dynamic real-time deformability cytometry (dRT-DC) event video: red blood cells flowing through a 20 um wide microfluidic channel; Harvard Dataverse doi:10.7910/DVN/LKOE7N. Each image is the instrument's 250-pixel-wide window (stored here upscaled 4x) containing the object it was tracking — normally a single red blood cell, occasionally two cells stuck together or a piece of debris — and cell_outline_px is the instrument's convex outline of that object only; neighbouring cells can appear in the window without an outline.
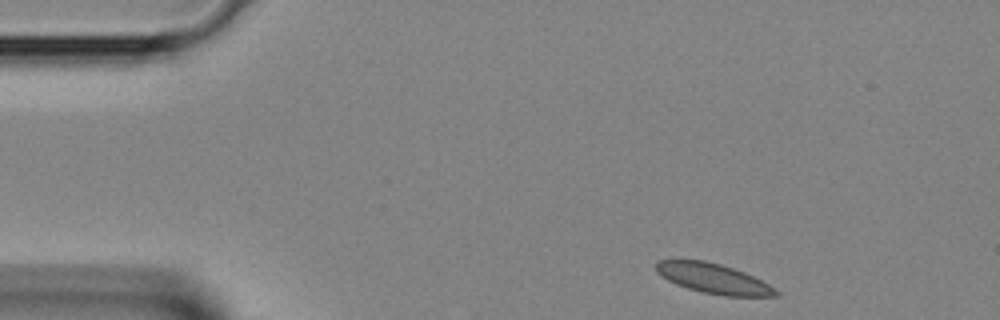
{"species": "Egyptian fruit bat (a non-hibernating species)", "species_latin": "Rousettus aegyptiacus", "temperature_condition": "room temperature", "stored_images_in_passage": 37, "segment_of_instrument_passage": [1, 2], "camera_frame_rate_fps": 3000, "um_per_image_px": 0.085, "animal": {"sex": "female"}, "frame": {"image": 1, "passage_image": 1, "time_ms": 0.0, "image_size_px": [1000, 320], "cell_outline_px": [[780, 296], [724, 296], [704, 292], [688, 288], [676, 284], [668, 280], [656, 272], [656, 264], [660, 260], [704, 260], [720, 264], [744, 272], [768, 284], [780, 292]], "centroid_in_image_um": [60.65, 23.68], "position_along_channel_um": 24.4, "area_um2": 20.63}}
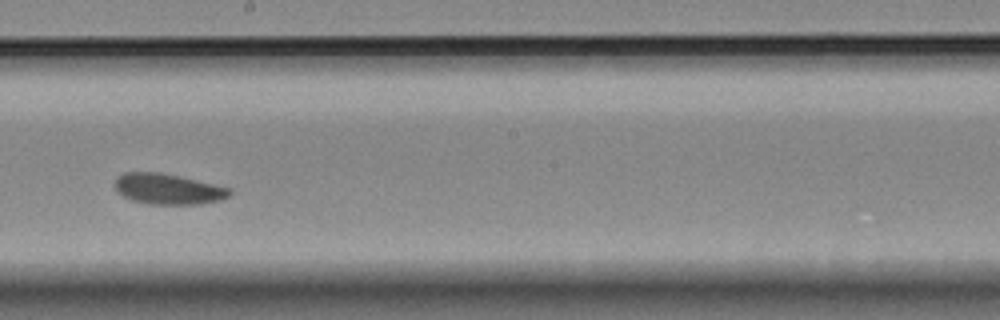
{"frame": {"image": 2, "passage_image": 18, "time_ms": 5.667, "image_size_px": [1000, 320], "cell_outline_px": [[232, 192], [228, 196], [220, 200], [200, 204], [148, 204], [132, 200], [116, 192], [116, 176], [124, 172], [160, 172], [180, 176], [232, 188]], "centroid_in_image_um": [14.28, 16.06], "position_along_channel_um": 233.9, "area_um2": 20.58}}
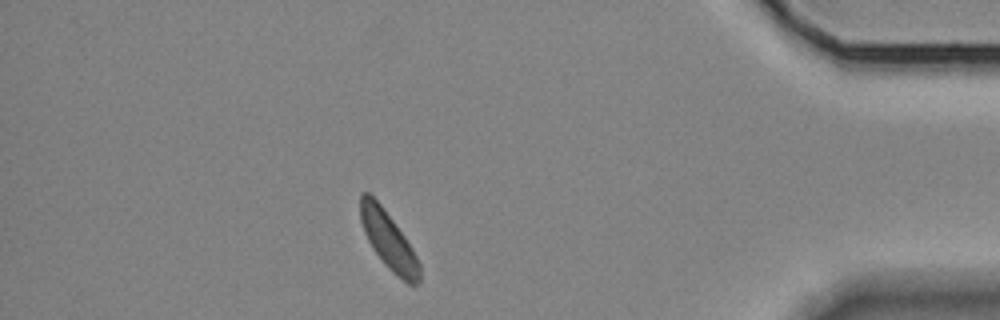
{"frame": {"image": 3, "passage_image": 31, "time_ms": 10.0, "image_size_px": [1000, 320], "cell_outline_px": [[420, 280], [416, 284], [408, 284], [396, 276], [384, 264], [372, 248], [364, 232], [360, 220], [360, 196], [364, 192], [368, 192], [380, 204], [404, 236], [412, 248], [420, 264]], "centroid_in_image_um": [33.02, 20.46], "position_along_channel_um": 402.2, "area_um2": 19.59}}